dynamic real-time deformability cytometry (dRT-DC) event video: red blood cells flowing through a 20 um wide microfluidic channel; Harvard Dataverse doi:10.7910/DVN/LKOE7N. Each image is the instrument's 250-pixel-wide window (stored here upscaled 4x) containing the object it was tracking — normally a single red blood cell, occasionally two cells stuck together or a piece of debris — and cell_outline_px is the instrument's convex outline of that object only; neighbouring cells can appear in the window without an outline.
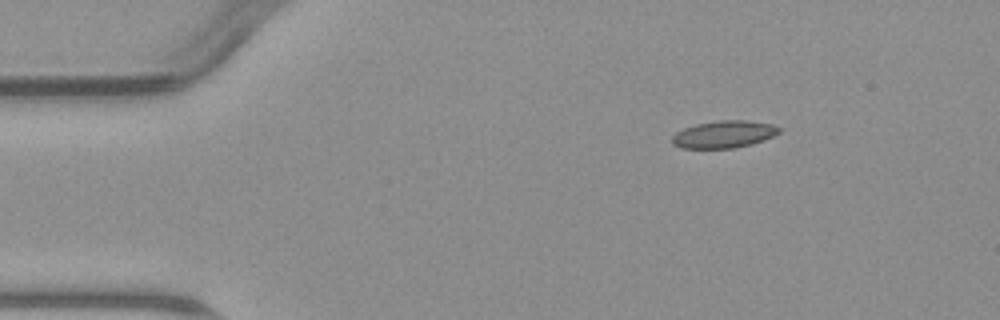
{"species": "common noctule bat (a hibernating species)", "species_latin": "Nyctalus noctula", "temperature_condition": "warm", "stored_images_in_passage": 3, "camera_frame_rate_fps": 3000, "um_per_image_px": 0.085, "animal": {"sex": "male", "body_mass_g": 23.1, "forearm_length_mm": 52.7}, "frame": {"image": 1, "passage_image": 1, "time_ms": 0.0, "image_size_px": [1000, 320], "cell_outline_px": [[780, 132], [764, 140], [752, 144], [732, 148], [680, 148], [672, 144], [672, 136], [676, 132], [684, 128], [696, 124], [720, 120], [748, 120], [772, 124], [780, 128]], "centroid_in_image_um": [61.52, 11.41], "position_along_channel_um": 23.5, "area_um2": 16.99}}